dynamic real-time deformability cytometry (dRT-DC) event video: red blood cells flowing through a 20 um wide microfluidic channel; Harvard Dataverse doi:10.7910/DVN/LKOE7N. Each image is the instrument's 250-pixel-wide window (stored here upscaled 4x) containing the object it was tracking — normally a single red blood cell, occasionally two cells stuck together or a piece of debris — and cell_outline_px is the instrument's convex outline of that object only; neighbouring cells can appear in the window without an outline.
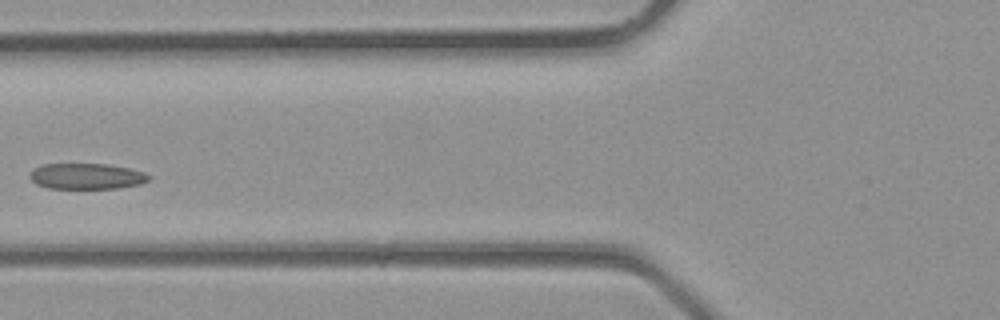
{"species": "common noctule bat (a hibernating species)", "species_latin": "Nyctalus noctula", "temperature_condition": "room temperature", "stored_images_in_passage": 5, "camera_frame_rate_fps": 3000, "um_per_image_px": 0.085, "animal": {"sex": "male", "body_mass_g": 23.1, "forearm_length_mm": 52.7}, "frame": {"image": 1, "passage_image": 5, "time_ms": 1.333, "image_size_px": [1000, 320], "cell_outline_px": [[152, 176], [148, 180], [140, 184], [116, 188], [48, 188], [36, 184], [28, 176], [32, 168], [40, 164], [108, 164], [128, 168], [144, 172]], "centroid_in_image_um": [7.32, 14.97], "position_along_channel_um": 118.5, "area_um2": 17.98}}